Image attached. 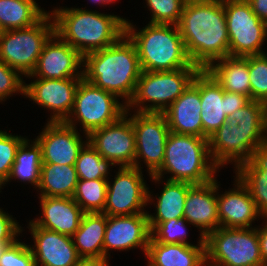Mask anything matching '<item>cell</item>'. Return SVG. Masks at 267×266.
Wrapping results in <instances>:
<instances>
[{
	"label": "cell",
	"mask_w": 267,
	"mask_h": 266,
	"mask_svg": "<svg viewBox=\"0 0 267 266\" xmlns=\"http://www.w3.org/2000/svg\"><path fill=\"white\" fill-rule=\"evenodd\" d=\"M229 34V56L260 55L267 40V24L261 21L246 0H223Z\"/></svg>",
	"instance_id": "obj_10"
},
{
	"label": "cell",
	"mask_w": 267,
	"mask_h": 266,
	"mask_svg": "<svg viewBox=\"0 0 267 266\" xmlns=\"http://www.w3.org/2000/svg\"><path fill=\"white\" fill-rule=\"evenodd\" d=\"M110 166L116 165L103 158L89 142L80 150L75 164L78 179L83 180L109 179Z\"/></svg>",
	"instance_id": "obj_34"
},
{
	"label": "cell",
	"mask_w": 267,
	"mask_h": 266,
	"mask_svg": "<svg viewBox=\"0 0 267 266\" xmlns=\"http://www.w3.org/2000/svg\"><path fill=\"white\" fill-rule=\"evenodd\" d=\"M170 132L203 138L200 71L187 89L163 112Z\"/></svg>",
	"instance_id": "obj_21"
},
{
	"label": "cell",
	"mask_w": 267,
	"mask_h": 266,
	"mask_svg": "<svg viewBox=\"0 0 267 266\" xmlns=\"http://www.w3.org/2000/svg\"><path fill=\"white\" fill-rule=\"evenodd\" d=\"M150 237L148 213L107 216L103 243L104 258H109L108 251L113 249L126 251L139 247L146 254Z\"/></svg>",
	"instance_id": "obj_17"
},
{
	"label": "cell",
	"mask_w": 267,
	"mask_h": 266,
	"mask_svg": "<svg viewBox=\"0 0 267 266\" xmlns=\"http://www.w3.org/2000/svg\"><path fill=\"white\" fill-rule=\"evenodd\" d=\"M251 101L249 96L226 91V116L230 117L232 113L245 107Z\"/></svg>",
	"instance_id": "obj_43"
},
{
	"label": "cell",
	"mask_w": 267,
	"mask_h": 266,
	"mask_svg": "<svg viewBox=\"0 0 267 266\" xmlns=\"http://www.w3.org/2000/svg\"><path fill=\"white\" fill-rule=\"evenodd\" d=\"M42 216L31 220L36 226L72 236L79 228L84 211L71 197L40 196Z\"/></svg>",
	"instance_id": "obj_23"
},
{
	"label": "cell",
	"mask_w": 267,
	"mask_h": 266,
	"mask_svg": "<svg viewBox=\"0 0 267 266\" xmlns=\"http://www.w3.org/2000/svg\"><path fill=\"white\" fill-rule=\"evenodd\" d=\"M137 31L127 19L125 34L136 47L142 71L199 68L191 62L177 25L148 23Z\"/></svg>",
	"instance_id": "obj_4"
},
{
	"label": "cell",
	"mask_w": 267,
	"mask_h": 266,
	"mask_svg": "<svg viewBox=\"0 0 267 266\" xmlns=\"http://www.w3.org/2000/svg\"><path fill=\"white\" fill-rule=\"evenodd\" d=\"M184 218L200 229V237L220 227L217 203V180L193 184L188 189L184 204Z\"/></svg>",
	"instance_id": "obj_20"
},
{
	"label": "cell",
	"mask_w": 267,
	"mask_h": 266,
	"mask_svg": "<svg viewBox=\"0 0 267 266\" xmlns=\"http://www.w3.org/2000/svg\"><path fill=\"white\" fill-rule=\"evenodd\" d=\"M238 121L228 117L211 136L208 137L212 161L219 168L232 161L235 169L247 162L253 150L265 141L253 130L238 126Z\"/></svg>",
	"instance_id": "obj_13"
},
{
	"label": "cell",
	"mask_w": 267,
	"mask_h": 266,
	"mask_svg": "<svg viewBox=\"0 0 267 266\" xmlns=\"http://www.w3.org/2000/svg\"><path fill=\"white\" fill-rule=\"evenodd\" d=\"M234 170L264 219L267 216V141L258 145L250 159Z\"/></svg>",
	"instance_id": "obj_25"
},
{
	"label": "cell",
	"mask_w": 267,
	"mask_h": 266,
	"mask_svg": "<svg viewBox=\"0 0 267 266\" xmlns=\"http://www.w3.org/2000/svg\"><path fill=\"white\" fill-rule=\"evenodd\" d=\"M129 115L136 143L134 167L141 170L140 162L143 161L151 176L164 161L165 145L170 133L167 120L163 113L135 112L132 116Z\"/></svg>",
	"instance_id": "obj_11"
},
{
	"label": "cell",
	"mask_w": 267,
	"mask_h": 266,
	"mask_svg": "<svg viewBox=\"0 0 267 266\" xmlns=\"http://www.w3.org/2000/svg\"><path fill=\"white\" fill-rule=\"evenodd\" d=\"M83 78L123 98L132 99L142 69L134 43L124 34L117 42L84 56Z\"/></svg>",
	"instance_id": "obj_2"
},
{
	"label": "cell",
	"mask_w": 267,
	"mask_h": 266,
	"mask_svg": "<svg viewBox=\"0 0 267 266\" xmlns=\"http://www.w3.org/2000/svg\"><path fill=\"white\" fill-rule=\"evenodd\" d=\"M26 138L0 130V174L7 180L17 148Z\"/></svg>",
	"instance_id": "obj_39"
},
{
	"label": "cell",
	"mask_w": 267,
	"mask_h": 266,
	"mask_svg": "<svg viewBox=\"0 0 267 266\" xmlns=\"http://www.w3.org/2000/svg\"><path fill=\"white\" fill-rule=\"evenodd\" d=\"M198 244H165L151 237L146 251L148 266H206L205 241L199 237Z\"/></svg>",
	"instance_id": "obj_24"
},
{
	"label": "cell",
	"mask_w": 267,
	"mask_h": 266,
	"mask_svg": "<svg viewBox=\"0 0 267 266\" xmlns=\"http://www.w3.org/2000/svg\"><path fill=\"white\" fill-rule=\"evenodd\" d=\"M177 26L191 62L201 70L229 56L223 0H186Z\"/></svg>",
	"instance_id": "obj_1"
},
{
	"label": "cell",
	"mask_w": 267,
	"mask_h": 266,
	"mask_svg": "<svg viewBox=\"0 0 267 266\" xmlns=\"http://www.w3.org/2000/svg\"><path fill=\"white\" fill-rule=\"evenodd\" d=\"M111 184H107L106 205L102 213L107 216H124L144 211L153 199L142 171L135 167H119Z\"/></svg>",
	"instance_id": "obj_12"
},
{
	"label": "cell",
	"mask_w": 267,
	"mask_h": 266,
	"mask_svg": "<svg viewBox=\"0 0 267 266\" xmlns=\"http://www.w3.org/2000/svg\"><path fill=\"white\" fill-rule=\"evenodd\" d=\"M54 33L55 22L49 12L32 26L0 32V60L25 77L31 75Z\"/></svg>",
	"instance_id": "obj_8"
},
{
	"label": "cell",
	"mask_w": 267,
	"mask_h": 266,
	"mask_svg": "<svg viewBox=\"0 0 267 266\" xmlns=\"http://www.w3.org/2000/svg\"><path fill=\"white\" fill-rule=\"evenodd\" d=\"M252 9V12L263 22L267 24V0H246Z\"/></svg>",
	"instance_id": "obj_44"
},
{
	"label": "cell",
	"mask_w": 267,
	"mask_h": 266,
	"mask_svg": "<svg viewBox=\"0 0 267 266\" xmlns=\"http://www.w3.org/2000/svg\"><path fill=\"white\" fill-rule=\"evenodd\" d=\"M266 130H267V103H266Z\"/></svg>",
	"instance_id": "obj_50"
},
{
	"label": "cell",
	"mask_w": 267,
	"mask_h": 266,
	"mask_svg": "<svg viewBox=\"0 0 267 266\" xmlns=\"http://www.w3.org/2000/svg\"><path fill=\"white\" fill-rule=\"evenodd\" d=\"M118 100L117 96L82 78L77 87L72 111L64 123L76 128L79 121L88 136L92 131L107 126L126 114L127 105Z\"/></svg>",
	"instance_id": "obj_9"
},
{
	"label": "cell",
	"mask_w": 267,
	"mask_h": 266,
	"mask_svg": "<svg viewBox=\"0 0 267 266\" xmlns=\"http://www.w3.org/2000/svg\"><path fill=\"white\" fill-rule=\"evenodd\" d=\"M13 243H4V242H0V257L3 253V251L5 250V248L8 246V245H11Z\"/></svg>",
	"instance_id": "obj_48"
},
{
	"label": "cell",
	"mask_w": 267,
	"mask_h": 266,
	"mask_svg": "<svg viewBox=\"0 0 267 266\" xmlns=\"http://www.w3.org/2000/svg\"><path fill=\"white\" fill-rule=\"evenodd\" d=\"M0 266H36L29 245L18 241L8 245L0 257Z\"/></svg>",
	"instance_id": "obj_40"
},
{
	"label": "cell",
	"mask_w": 267,
	"mask_h": 266,
	"mask_svg": "<svg viewBox=\"0 0 267 266\" xmlns=\"http://www.w3.org/2000/svg\"><path fill=\"white\" fill-rule=\"evenodd\" d=\"M129 110L117 121L88 135V142L103 157L119 167H134L136 143Z\"/></svg>",
	"instance_id": "obj_14"
},
{
	"label": "cell",
	"mask_w": 267,
	"mask_h": 266,
	"mask_svg": "<svg viewBox=\"0 0 267 266\" xmlns=\"http://www.w3.org/2000/svg\"><path fill=\"white\" fill-rule=\"evenodd\" d=\"M200 97L203 138L208 139L228 117L226 91L207 70H200Z\"/></svg>",
	"instance_id": "obj_26"
},
{
	"label": "cell",
	"mask_w": 267,
	"mask_h": 266,
	"mask_svg": "<svg viewBox=\"0 0 267 266\" xmlns=\"http://www.w3.org/2000/svg\"><path fill=\"white\" fill-rule=\"evenodd\" d=\"M106 258H81L74 266H109Z\"/></svg>",
	"instance_id": "obj_46"
},
{
	"label": "cell",
	"mask_w": 267,
	"mask_h": 266,
	"mask_svg": "<svg viewBox=\"0 0 267 266\" xmlns=\"http://www.w3.org/2000/svg\"><path fill=\"white\" fill-rule=\"evenodd\" d=\"M251 100L267 103V53L249 56Z\"/></svg>",
	"instance_id": "obj_37"
},
{
	"label": "cell",
	"mask_w": 267,
	"mask_h": 266,
	"mask_svg": "<svg viewBox=\"0 0 267 266\" xmlns=\"http://www.w3.org/2000/svg\"><path fill=\"white\" fill-rule=\"evenodd\" d=\"M204 241L206 266H264L256 227H219Z\"/></svg>",
	"instance_id": "obj_7"
},
{
	"label": "cell",
	"mask_w": 267,
	"mask_h": 266,
	"mask_svg": "<svg viewBox=\"0 0 267 266\" xmlns=\"http://www.w3.org/2000/svg\"><path fill=\"white\" fill-rule=\"evenodd\" d=\"M82 78H37L30 84L25 83L24 96L51 110L49 122H64L72 111L77 87Z\"/></svg>",
	"instance_id": "obj_15"
},
{
	"label": "cell",
	"mask_w": 267,
	"mask_h": 266,
	"mask_svg": "<svg viewBox=\"0 0 267 266\" xmlns=\"http://www.w3.org/2000/svg\"><path fill=\"white\" fill-rule=\"evenodd\" d=\"M89 1H91V2H93V3H98L99 5L101 4V5H106V4H110V3H114V1H116V0H89Z\"/></svg>",
	"instance_id": "obj_47"
},
{
	"label": "cell",
	"mask_w": 267,
	"mask_h": 266,
	"mask_svg": "<svg viewBox=\"0 0 267 266\" xmlns=\"http://www.w3.org/2000/svg\"><path fill=\"white\" fill-rule=\"evenodd\" d=\"M12 215L0 208V242L14 243L23 229Z\"/></svg>",
	"instance_id": "obj_42"
},
{
	"label": "cell",
	"mask_w": 267,
	"mask_h": 266,
	"mask_svg": "<svg viewBox=\"0 0 267 266\" xmlns=\"http://www.w3.org/2000/svg\"><path fill=\"white\" fill-rule=\"evenodd\" d=\"M206 70L224 91L239 93L251 98L249 56H227L214 61Z\"/></svg>",
	"instance_id": "obj_28"
},
{
	"label": "cell",
	"mask_w": 267,
	"mask_h": 266,
	"mask_svg": "<svg viewBox=\"0 0 267 266\" xmlns=\"http://www.w3.org/2000/svg\"><path fill=\"white\" fill-rule=\"evenodd\" d=\"M21 76L17 70L0 60V102L10 98L13 93L24 95L25 82Z\"/></svg>",
	"instance_id": "obj_41"
},
{
	"label": "cell",
	"mask_w": 267,
	"mask_h": 266,
	"mask_svg": "<svg viewBox=\"0 0 267 266\" xmlns=\"http://www.w3.org/2000/svg\"><path fill=\"white\" fill-rule=\"evenodd\" d=\"M6 184V179L0 174V190Z\"/></svg>",
	"instance_id": "obj_49"
},
{
	"label": "cell",
	"mask_w": 267,
	"mask_h": 266,
	"mask_svg": "<svg viewBox=\"0 0 267 266\" xmlns=\"http://www.w3.org/2000/svg\"><path fill=\"white\" fill-rule=\"evenodd\" d=\"M267 218V216H264ZM266 223L263 227H256L258 230V237L260 242V253L264 263V266H267V219L265 220Z\"/></svg>",
	"instance_id": "obj_45"
},
{
	"label": "cell",
	"mask_w": 267,
	"mask_h": 266,
	"mask_svg": "<svg viewBox=\"0 0 267 266\" xmlns=\"http://www.w3.org/2000/svg\"><path fill=\"white\" fill-rule=\"evenodd\" d=\"M43 131L35 138L42 149L43 163L75 165L80 150L88 142L83 141L77 128L64 122H47Z\"/></svg>",
	"instance_id": "obj_18"
},
{
	"label": "cell",
	"mask_w": 267,
	"mask_h": 266,
	"mask_svg": "<svg viewBox=\"0 0 267 266\" xmlns=\"http://www.w3.org/2000/svg\"><path fill=\"white\" fill-rule=\"evenodd\" d=\"M235 187L224 194H218L219 185L217 182V203L220 227L226 228H252V222L261 217L255 202L248 189L235 178Z\"/></svg>",
	"instance_id": "obj_22"
},
{
	"label": "cell",
	"mask_w": 267,
	"mask_h": 266,
	"mask_svg": "<svg viewBox=\"0 0 267 266\" xmlns=\"http://www.w3.org/2000/svg\"><path fill=\"white\" fill-rule=\"evenodd\" d=\"M42 149L38 142L26 138L17 148L15 161L10 174L6 180L19 179L21 182H28L38 188L41 178Z\"/></svg>",
	"instance_id": "obj_31"
},
{
	"label": "cell",
	"mask_w": 267,
	"mask_h": 266,
	"mask_svg": "<svg viewBox=\"0 0 267 266\" xmlns=\"http://www.w3.org/2000/svg\"><path fill=\"white\" fill-rule=\"evenodd\" d=\"M78 176L75 165L43 163L38 190L40 196L71 197L74 195Z\"/></svg>",
	"instance_id": "obj_29"
},
{
	"label": "cell",
	"mask_w": 267,
	"mask_h": 266,
	"mask_svg": "<svg viewBox=\"0 0 267 266\" xmlns=\"http://www.w3.org/2000/svg\"><path fill=\"white\" fill-rule=\"evenodd\" d=\"M151 19L149 23L178 25L186 0H145Z\"/></svg>",
	"instance_id": "obj_38"
},
{
	"label": "cell",
	"mask_w": 267,
	"mask_h": 266,
	"mask_svg": "<svg viewBox=\"0 0 267 266\" xmlns=\"http://www.w3.org/2000/svg\"><path fill=\"white\" fill-rule=\"evenodd\" d=\"M107 215L102 212L84 213L80 226L71 236L81 258H104V234Z\"/></svg>",
	"instance_id": "obj_27"
},
{
	"label": "cell",
	"mask_w": 267,
	"mask_h": 266,
	"mask_svg": "<svg viewBox=\"0 0 267 266\" xmlns=\"http://www.w3.org/2000/svg\"><path fill=\"white\" fill-rule=\"evenodd\" d=\"M230 117L235 118L241 128L253 129L265 142L267 141L266 103L252 100Z\"/></svg>",
	"instance_id": "obj_35"
},
{
	"label": "cell",
	"mask_w": 267,
	"mask_h": 266,
	"mask_svg": "<svg viewBox=\"0 0 267 266\" xmlns=\"http://www.w3.org/2000/svg\"><path fill=\"white\" fill-rule=\"evenodd\" d=\"M28 225L34 239V246L29 247L36 266H74L81 259L71 236L36 226L32 221Z\"/></svg>",
	"instance_id": "obj_19"
},
{
	"label": "cell",
	"mask_w": 267,
	"mask_h": 266,
	"mask_svg": "<svg viewBox=\"0 0 267 266\" xmlns=\"http://www.w3.org/2000/svg\"><path fill=\"white\" fill-rule=\"evenodd\" d=\"M46 13L35 0H0V32L32 26Z\"/></svg>",
	"instance_id": "obj_32"
},
{
	"label": "cell",
	"mask_w": 267,
	"mask_h": 266,
	"mask_svg": "<svg viewBox=\"0 0 267 266\" xmlns=\"http://www.w3.org/2000/svg\"><path fill=\"white\" fill-rule=\"evenodd\" d=\"M187 223L184 217L162 223H149L151 238L159 243L193 245L187 242Z\"/></svg>",
	"instance_id": "obj_36"
},
{
	"label": "cell",
	"mask_w": 267,
	"mask_h": 266,
	"mask_svg": "<svg viewBox=\"0 0 267 266\" xmlns=\"http://www.w3.org/2000/svg\"><path fill=\"white\" fill-rule=\"evenodd\" d=\"M200 70L142 71L127 110L137 108L136 112L163 113L187 89ZM147 101L151 104L146 105Z\"/></svg>",
	"instance_id": "obj_6"
},
{
	"label": "cell",
	"mask_w": 267,
	"mask_h": 266,
	"mask_svg": "<svg viewBox=\"0 0 267 266\" xmlns=\"http://www.w3.org/2000/svg\"><path fill=\"white\" fill-rule=\"evenodd\" d=\"M218 169L211 159L208 139L170 132L164 161L150 177L158 183L164 179V174L171 173L166 180L204 184L216 178L214 175Z\"/></svg>",
	"instance_id": "obj_5"
},
{
	"label": "cell",
	"mask_w": 267,
	"mask_h": 266,
	"mask_svg": "<svg viewBox=\"0 0 267 266\" xmlns=\"http://www.w3.org/2000/svg\"><path fill=\"white\" fill-rule=\"evenodd\" d=\"M164 184L160 195L156 197V214H148L149 223H162L184 217L185 199L193 184L168 180Z\"/></svg>",
	"instance_id": "obj_30"
},
{
	"label": "cell",
	"mask_w": 267,
	"mask_h": 266,
	"mask_svg": "<svg viewBox=\"0 0 267 266\" xmlns=\"http://www.w3.org/2000/svg\"><path fill=\"white\" fill-rule=\"evenodd\" d=\"M83 64L84 57L54 33L44 44L34 71L27 77L42 79L83 77Z\"/></svg>",
	"instance_id": "obj_16"
},
{
	"label": "cell",
	"mask_w": 267,
	"mask_h": 266,
	"mask_svg": "<svg viewBox=\"0 0 267 266\" xmlns=\"http://www.w3.org/2000/svg\"><path fill=\"white\" fill-rule=\"evenodd\" d=\"M55 33L83 57L117 42L125 34L126 19L83 8H54Z\"/></svg>",
	"instance_id": "obj_3"
},
{
	"label": "cell",
	"mask_w": 267,
	"mask_h": 266,
	"mask_svg": "<svg viewBox=\"0 0 267 266\" xmlns=\"http://www.w3.org/2000/svg\"><path fill=\"white\" fill-rule=\"evenodd\" d=\"M108 179H78L72 198L85 213L103 212L106 205Z\"/></svg>",
	"instance_id": "obj_33"
}]
</instances>
